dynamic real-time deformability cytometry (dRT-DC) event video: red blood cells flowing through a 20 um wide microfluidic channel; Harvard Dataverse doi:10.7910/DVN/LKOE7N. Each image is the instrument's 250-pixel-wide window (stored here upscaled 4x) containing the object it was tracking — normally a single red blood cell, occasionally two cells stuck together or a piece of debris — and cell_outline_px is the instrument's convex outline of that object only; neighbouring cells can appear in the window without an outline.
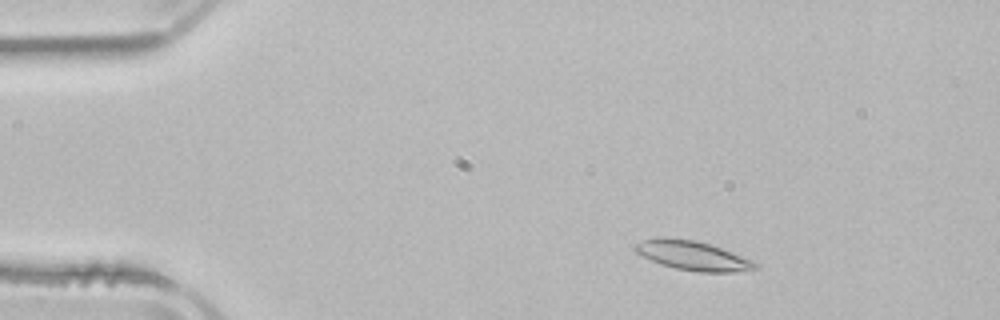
{"species": "common noctule bat (a hibernating species)", "species_latin": "Nyctalus noctula", "temperature_condition": "room temperature", "stored_images_in_passage": 4, "camera_frame_rate_fps": 3000, "um_per_image_px": 0.085, "animal": {"sex": "male", "body_mass_g": 21.5, "forearm_length_mm": 52.0}, "frame": {"image": 1, "passage_image": 2, "time_ms": 1.333, "image_size_px": [1000, 320], "cell_outline_px": [[760, 268], [732, 272], [700, 272], [676, 268], [652, 260], [636, 252], [632, 248], [636, 244], [644, 240], [656, 236], [664, 236], [696, 240], [720, 248], [752, 260], [760, 264]], "centroid_in_image_um": [58.88, 21.71], "position_along_channel_um": 26.1, "area_um2": 20.35}}